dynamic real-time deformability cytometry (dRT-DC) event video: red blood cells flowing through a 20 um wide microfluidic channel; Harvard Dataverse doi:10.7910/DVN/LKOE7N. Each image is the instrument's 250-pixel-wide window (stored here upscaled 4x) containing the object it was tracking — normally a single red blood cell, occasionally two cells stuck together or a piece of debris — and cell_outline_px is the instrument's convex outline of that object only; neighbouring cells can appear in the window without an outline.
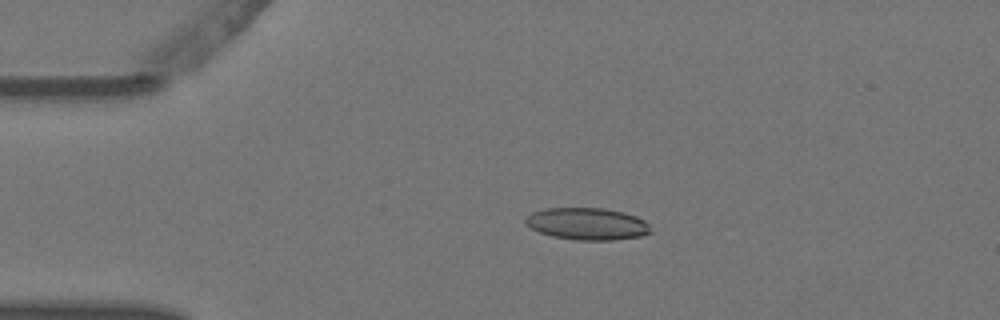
{"species": "Egyptian fruit bat (a non-hibernating species)", "species_latin": "Rousettus aegyptiacus", "temperature_condition": "warm", "stored_images_in_passage": 6, "camera_frame_rate_fps": 3000, "um_per_image_px": 0.085, "animal": {"sex": "female"}, "frame": {"image": 1, "passage_image": 4, "time_ms": 1.0, "image_size_px": [1000, 320], "cell_outline_px": [[652, 232], [640, 236], [612, 240], [576, 240], [552, 236], [540, 232], [524, 224], [524, 220], [532, 212], [544, 208], [604, 208], [624, 212], [636, 216], [644, 220], [648, 224]], "centroid_in_image_um": [49.91, 19.02], "position_along_channel_um": 35.1, "area_um2": 23.41}}